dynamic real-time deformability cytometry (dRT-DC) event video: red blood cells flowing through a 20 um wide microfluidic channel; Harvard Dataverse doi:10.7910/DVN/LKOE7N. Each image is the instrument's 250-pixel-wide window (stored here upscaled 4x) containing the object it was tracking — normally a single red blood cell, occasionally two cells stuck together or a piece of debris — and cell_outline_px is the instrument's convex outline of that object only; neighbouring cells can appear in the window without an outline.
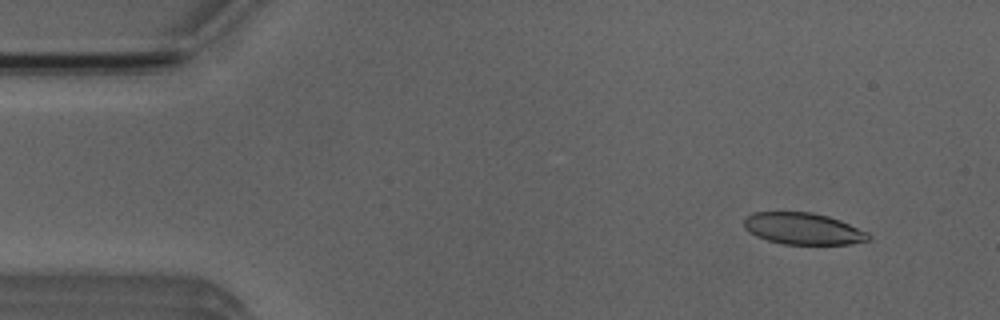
{"species": "Egyptian fruit bat (a non-hibernating species)", "species_latin": "Rousettus aegyptiacus", "temperature_condition": "room temperature", "stored_images_in_passage": 5, "camera_frame_rate_fps": 3000, "um_per_image_px": 0.085, "animal": {"sex": "male"}, "frame": {"image": 1, "passage_image": 2, "time_ms": 1.333, "image_size_px": [1000, 320], "cell_outline_px": [[872, 236], [868, 240], [848, 244], [784, 244], [768, 240], [756, 236], [748, 232], [744, 228], [744, 216], [752, 212], [812, 212], [828, 216], [840, 220], [868, 232]], "centroid_in_image_um": [68.23, 19.43], "position_along_channel_um": 16.8, "area_um2": 23.06}}
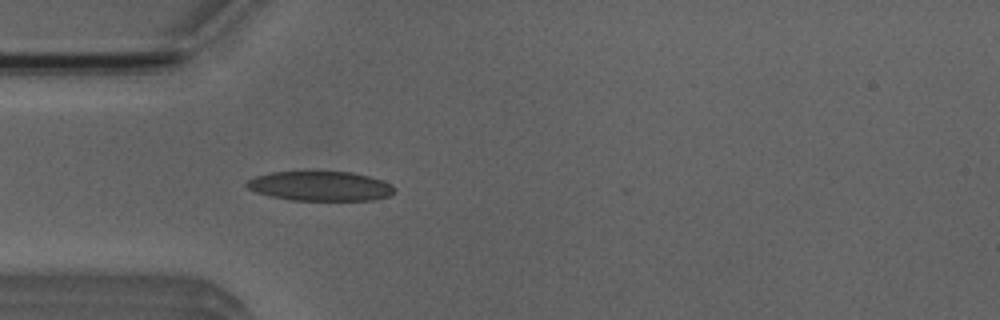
{"frame": {"image": 2, "passage_image": 5, "time_ms": 4.667, "image_size_px": [1000, 320], "cell_outline_px": [[396, 192], [388, 196], [372, 200], [292, 200], [272, 196], [256, 192], [248, 188], [244, 184], [248, 180], [256, 176], [272, 172], [352, 172], [368, 176], [392, 184], [396, 188]], "centroid_in_image_um": [27.25, 15.82], "position_along_channel_um": 57.8, "area_um2": 25.32}}